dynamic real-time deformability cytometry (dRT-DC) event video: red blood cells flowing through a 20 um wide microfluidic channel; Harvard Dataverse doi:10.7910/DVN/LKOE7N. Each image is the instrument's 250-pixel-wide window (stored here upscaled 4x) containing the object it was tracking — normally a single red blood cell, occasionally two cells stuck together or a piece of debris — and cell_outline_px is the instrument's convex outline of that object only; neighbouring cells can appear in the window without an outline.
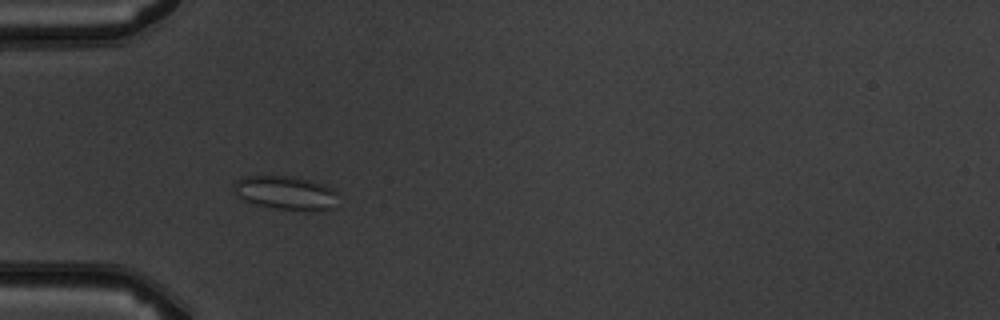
{"species": "common noctule bat (a hibernating species)", "species_latin": "Nyctalus noctula", "temperature_condition": "warm", "stored_images_in_passage": 5, "camera_frame_rate_fps": 3000, "um_per_image_px": 0.085, "animal": {"sex": "male", "body_mass_g": 19.5, "forearm_length_mm": 54.6}, "frame": {"image": 1, "passage_image": 4, "time_ms": 3.333, "image_size_px": [1000, 320], "cell_outline_px": [[336, 208], [276, 208], [244, 200], [232, 188], [232, 184], [236, 180], [244, 176], [292, 176], [308, 180], [332, 188], [336, 192]], "centroid_in_image_um": [24.23, 16.34], "position_along_channel_um": 60.8, "area_um2": 19.59}}
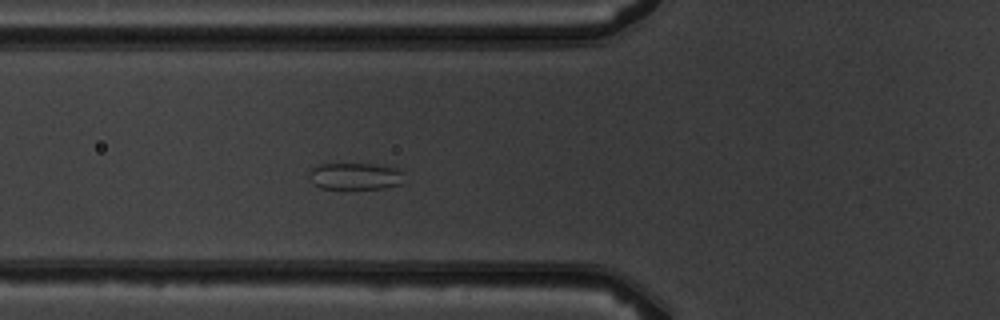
{"frame": {"image": 2, "passage_image": 5, "time_ms": 4.333, "image_size_px": [1000, 320], "cell_outline_px": [[404, 172], [400, 184], [384, 188], [320, 188], [312, 184], [308, 176], [308, 172], [312, 168], [320, 164], [388, 164]], "centroid_in_image_um": [30.18, 14.96], "position_along_channel_um": 95.6, "area_um2": 15.03}}